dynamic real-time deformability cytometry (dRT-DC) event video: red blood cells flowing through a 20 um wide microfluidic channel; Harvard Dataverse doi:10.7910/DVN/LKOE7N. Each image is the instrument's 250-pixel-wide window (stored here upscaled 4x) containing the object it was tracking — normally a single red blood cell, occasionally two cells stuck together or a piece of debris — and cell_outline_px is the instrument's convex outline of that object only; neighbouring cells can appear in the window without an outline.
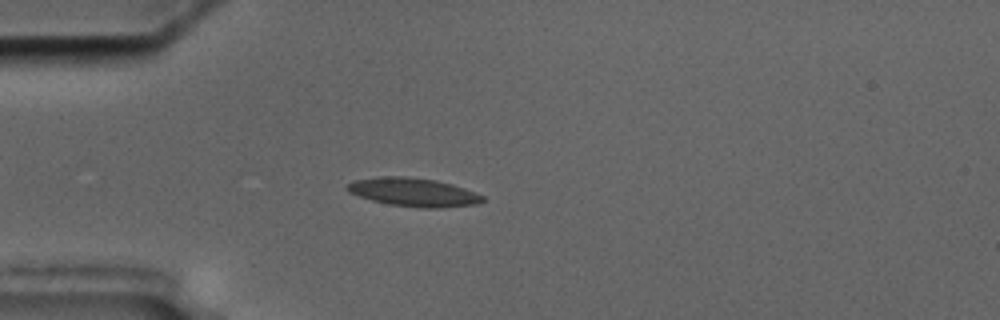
{"species": "common noctule bat (a hibernating species)", "species_latin": "Nyctalus noctula", "temperature_condition": "cold", "stored_images_in_passage": 56, "segment_of_instrument_passage": [1, 2], "camera_frame_rate_fps": 3000, "um_per_image_px": 0.085, "animal": {"sex": "male", "body_mass_g": 17.5, "forearm_length_mm": 52.3}, "frame": {"image": 1, "passage_image": 15, "time_ms": 4.667, "image_size_px": [1000, 320], "cell_outline_px": [[484, 200], [476, 204], [444, 208], [420, 208], [388, 204], [372, 200], [348, 192], [344, 188], [348, 184], [356, 180], [384, 176], [404, 176], [436, 180], [452, 184], [464, 188], [484, 196]], "centroid_in_image_um": [35.15, 16.34], "position_along_channel_um": 49.8, "area_um2": 22.43}}
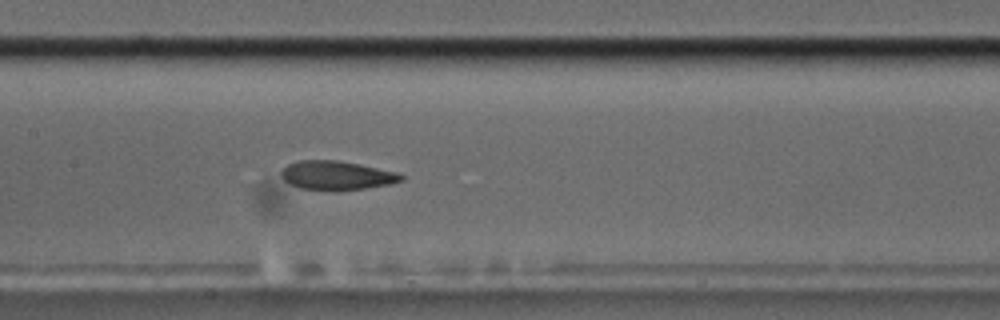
{"frame": {"image": 2, "passage_image": 27, "time_ms": 8.667, "image_size_px": [1000, 320], "cell_outline_px": [[404, 180], [388, 184], [364, 188], [336, 192], [332, 192], [300, 188], [284, 180], [280, 176], [280, 172], [288, 164], [300, 160], [336, 160], [400, 172], [404, 176]], "centroid_in_image_um": [28.62, 14.93], "position_along_channel_um": 178.8, "area_um2": 20.46}}
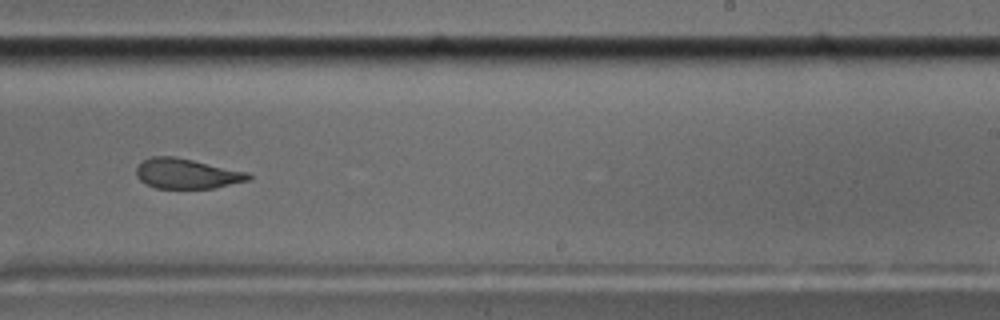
{"frame": {"image": 3, "passage_image": 35, "time_ms": 11.333, "image_size_px": [1000, 320], "cell_outline_px": [[252, 180], [216, 188], [156, 188], [144, 184], [136, 176], [136, 168], [144, 160], [152, 156], [176, 156], [248, 172], [252, 176]], "centroid_in_image_um": [15.9, 14.76], "position_along_channel_um": 273.1, "area_um2": 19.88}}